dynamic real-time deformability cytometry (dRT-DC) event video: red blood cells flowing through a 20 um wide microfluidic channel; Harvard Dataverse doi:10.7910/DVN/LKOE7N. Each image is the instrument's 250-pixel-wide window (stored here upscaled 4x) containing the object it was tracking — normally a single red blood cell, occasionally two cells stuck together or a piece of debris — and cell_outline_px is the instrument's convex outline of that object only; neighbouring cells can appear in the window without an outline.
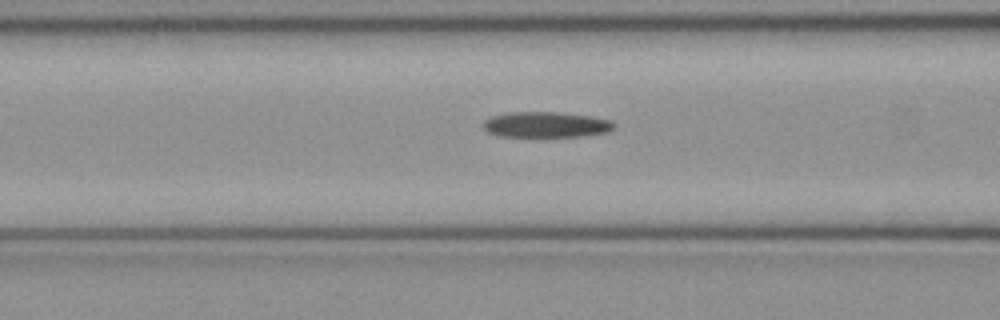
{"species": "common noctule bat (a hibernating species)", "species_latin": "Nyctalus noctula", "temperature_condition": "cold", "stored_images_in_passage": 51, "camera_frame_rate_fps": 3000, "um_per_image_px": 0.085, "animal": {"sex": "female", "body_mass_g": 21.9}, "frame": {"image": 1, "passage_image": 20, "time_ms": 6.333, "image_size_px": [1000, 320], "cell_outline_px": [[616, 124], [608, 132], [584, 136], [496, 136], [488, 132], [484, 128], [484, 120], [492, 116], [508, 112], [556, 112], [592, 116], [612, 120]], "centroid_in_image_um": [46.43, 10.59], "position_along_channel_um": 120.2, "area_um2": 19.54}}
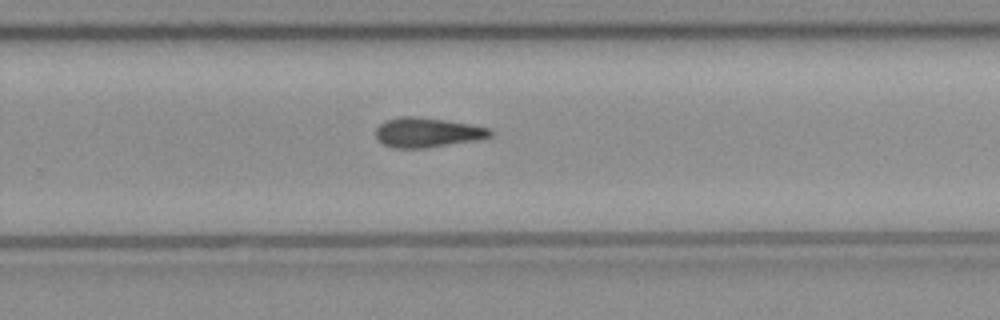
{"frame": {"image": 2, "passage_image": 33, "time_ms": 10.667, "image_size_px": [1000, 320], "cell_outline_px": [[492, 136], [484, 140], [428, 148], [392, 148], [384, 144], [376, 136], [376, 128], [380, 124], [388, 120], [400, 116], [420, 116], [472, 124], [488, 128], [492, 132]], "centroid_in_image_um": [36.39, 11.27], "position_along_channel_um": 293.4, "area_um2": 20.17}}
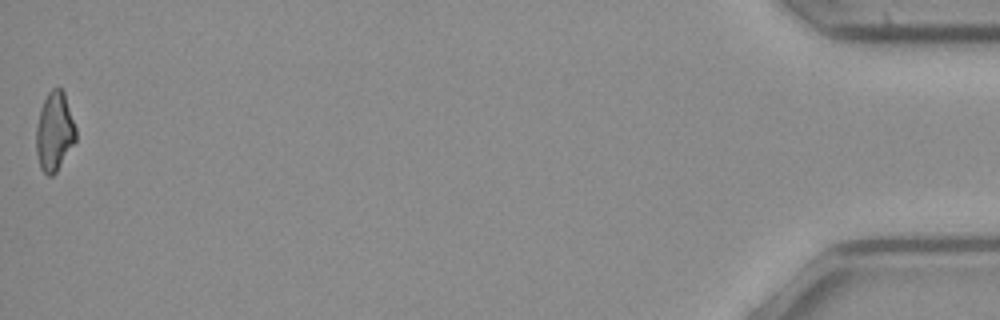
{"frame": {"image": 3, "passage_image": 51, "time_ms": 16.667, "image_size_px": [1000, 320], "cell_outline_px": [[76, 140], [56, 172], [52, 176], [48, 176], [40, 168], [36, 152], [36, 128], [40, 108], [48, 92], [52, 88], [60, 88], [64, 92], [76, 128]], "centroid_in_image_um": [4.62, 11.19], "position_along_channel_um": 430.6, "area_um2": 18.21}, "authors_computed_cell_mechanics": {"area_um2": 19.652, "velocity_mm_per_s": 3.9955, "shape_relaxation_time_tau1_ms": 9.6866, "shape_relaxation_time_tau2_ms": null, "deformation_change_tau1": 0.203, "deformation_change_tau2": null}}